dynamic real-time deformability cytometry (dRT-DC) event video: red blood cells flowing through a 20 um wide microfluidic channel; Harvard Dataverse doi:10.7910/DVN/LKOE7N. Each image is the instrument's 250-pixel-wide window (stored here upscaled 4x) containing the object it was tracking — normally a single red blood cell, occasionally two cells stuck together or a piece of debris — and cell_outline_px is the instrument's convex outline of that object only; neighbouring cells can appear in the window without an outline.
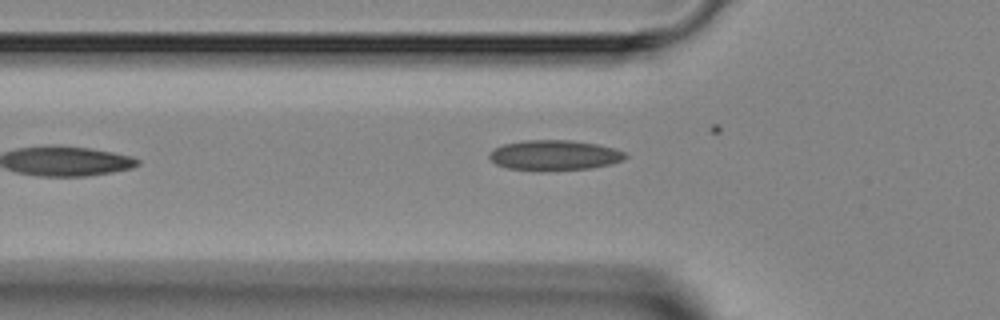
{"species": "Egyptian fruit bat (a non-hibernating species)", "species_latin": "Rousettus aegyptiacus", "temperature_condition": "room temperature", "stored_images_in_passage": 5, "camera_frame_rate_fps": 3000, "um_per_image_px": 0.085, "animal": {"sex": "female"}, "frame": {"image": 1, "passage_image": 4, "time_ms": 5.0, "image_size_px": [1000, 320], "cell_outline_px": [[628, 156], [624, 160], [608, 164], [588, 168], [508, 168], [496, 164], [488, 156], [488, 152], [504, 144], [524, 140], [572, 140], [596, 144], [616, 148], [624, 152]], "centroid_in_image_um": [47.15, 13.14], "position_along_channel_um": 78.7, "area_um2": 23.0}}